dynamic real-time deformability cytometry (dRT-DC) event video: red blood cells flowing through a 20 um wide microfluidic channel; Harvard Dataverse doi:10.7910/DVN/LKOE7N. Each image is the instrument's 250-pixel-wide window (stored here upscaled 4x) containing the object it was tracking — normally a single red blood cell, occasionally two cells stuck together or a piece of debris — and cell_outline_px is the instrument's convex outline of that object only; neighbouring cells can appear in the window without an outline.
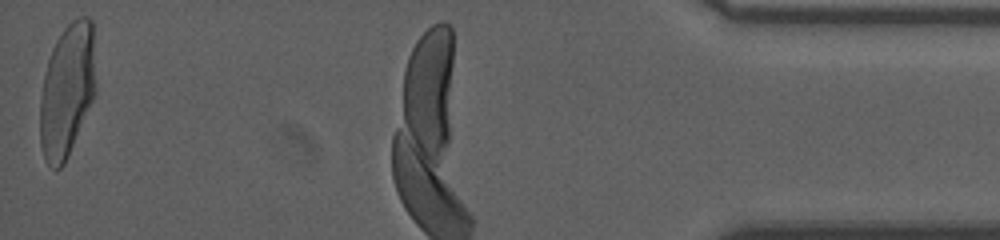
{"species": "human", "species_latin": "Homo sapiens", "temperature_condition": "room temperature", "stored_images_in_passage": 87, "camera_frame_rate_fps": 3000, "um_per_image_px": 0.085, "donor": {"sex": "male"}, "frame": {"image": 1, "passage_image": 87, "time_ms": 16.667, "image_size_px": [1000, 240], "cell_outline_px": [[96, 92], [68, 156], [64, 164], [56, 172], [44, 160], [40, 144], [40, 100], [44, 76], [48, 60], [52, 48], [56, 40], [64, 28], [72, 20], [80, 16], [88, 16], [92, 20], [96, 88]], "centroid_in_image_um": [5.7, 7.7], "position_along_channel_um": 429.5, "area_um2": 43.47}, "authors_computed_cell_mechanics": {"area_um2": 42.0784, "velocity_mm_per_s": 3.7303, "shape_relaxation_time_tau1_ms": 8.3137, "shape_relaxation_time_tau2_ms": null, "deformation_change_tau1": 0.3324, "deformation_change_tau2": null}}